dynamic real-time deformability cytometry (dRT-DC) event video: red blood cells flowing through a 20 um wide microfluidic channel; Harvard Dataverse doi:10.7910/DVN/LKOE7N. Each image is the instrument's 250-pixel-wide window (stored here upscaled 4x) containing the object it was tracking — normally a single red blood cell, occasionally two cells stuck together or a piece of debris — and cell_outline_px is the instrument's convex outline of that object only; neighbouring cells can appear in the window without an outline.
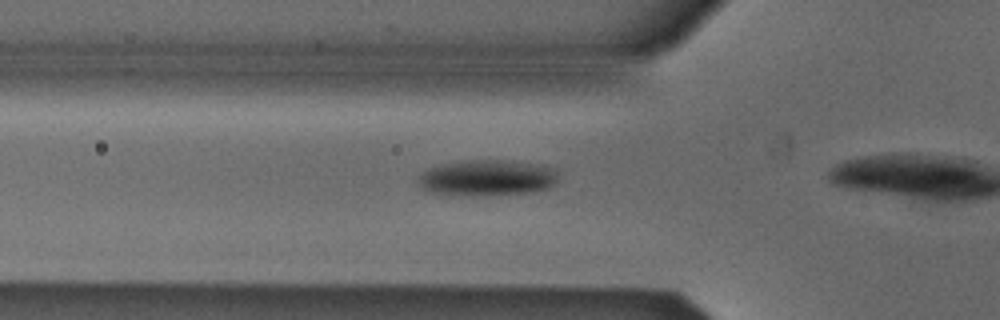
{"species": "Egyptian fruit bat (a non-hibernating species)", "species_latin": "Rousettus aegyptiacus", "temperature_condition": "cold", "stored_images_in_passage": 5, "camera_frame_rate_fps": 3000, "um_per_image_px": 0.085, "animal": {"sex": "male"}, "frame": {"image": 1, "passage_image": 3, "time_ms": 0.667, "image_size_px": [1000, 320], "cell_outline_px": [[556, 184], [548, 188], [532, 192], [428, 192], [420, 184], [420, 176], [424, 172], [432, 168], [444, 164], [468, 160], [508, 160], [556, 168]], "centroid_in_image_um": [41.51, 15.05], "position_along_channel_um": 84.3, "area_um2": 27.4}}